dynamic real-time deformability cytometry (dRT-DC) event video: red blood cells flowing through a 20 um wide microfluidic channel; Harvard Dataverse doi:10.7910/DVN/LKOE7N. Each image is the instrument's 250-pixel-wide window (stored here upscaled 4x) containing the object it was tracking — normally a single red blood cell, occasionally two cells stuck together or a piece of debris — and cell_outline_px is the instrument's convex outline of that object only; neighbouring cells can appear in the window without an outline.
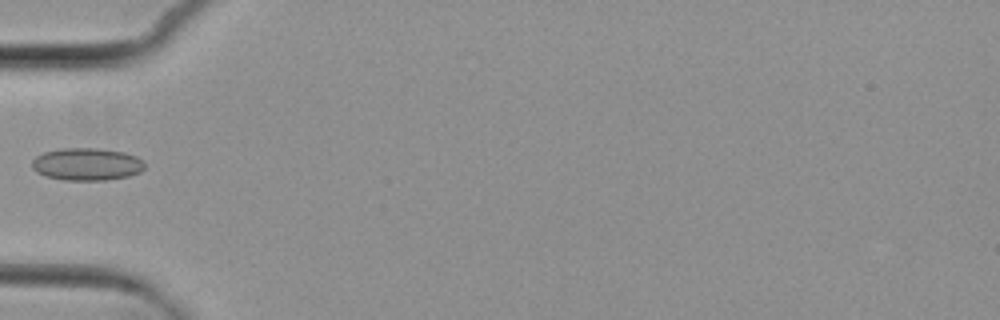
{"species": "common noctule bat (a hibernating species)", "species_latin": "Nyctalus noctula", "temperature_condition": "cold", "stored_images_in_passage": 5, "camera_frame_rate_fps": 3000, "um_per_image_px": 0.085, "animal": {"sex": "female", "body_mass_g": 29.2, "forearm_length_mm": 56.3}, "frame": {"image": 1, "passage_image": 4, "time_ms": 3.667, "image_size_px": [1000, 320], "cell_outline_px": [[144, 168], [140, 172], [128, 176], [104, 180], [64, 180], [44, 176], [36, 172], [32, 168], [32, 160], [36, 156], [44, 152], [60, 148], [100, 148], [124, 152], [136, 156], [144, 164]], "centroid_in_image_um": [7.34, 13.95], "position_along_channel_um": 77.7, "area_um2": 21.39}}
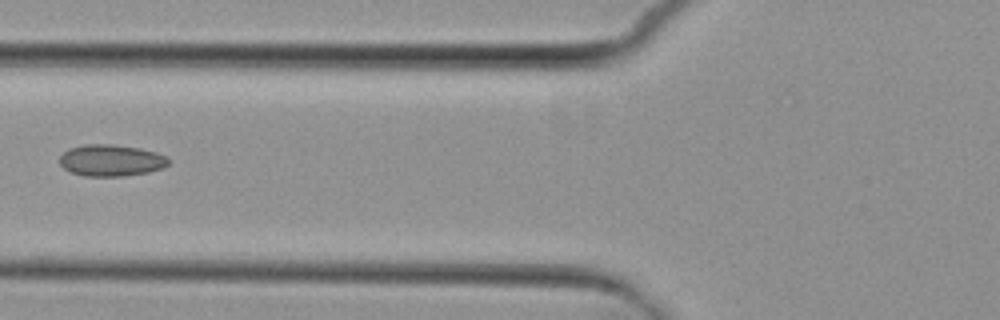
{"frame": {"image": 2, "passage_image": 5, "time_ms": 4.667, "image_size_px": [1000, 320], "cell_outline_px": [[168, 164], [164, 168], [148, 172], [124, 176], [84, 176], [72, 172], [64, 168], [60, 164], [60, 156], [68, 148], [84, 144], [112, 144], [140, 148], [156, 152], [168, 156]], "centroid_in_image_um": [9.45, 13.62], "position_along_channel_um": 116.3, "area_um2": 20.17}}